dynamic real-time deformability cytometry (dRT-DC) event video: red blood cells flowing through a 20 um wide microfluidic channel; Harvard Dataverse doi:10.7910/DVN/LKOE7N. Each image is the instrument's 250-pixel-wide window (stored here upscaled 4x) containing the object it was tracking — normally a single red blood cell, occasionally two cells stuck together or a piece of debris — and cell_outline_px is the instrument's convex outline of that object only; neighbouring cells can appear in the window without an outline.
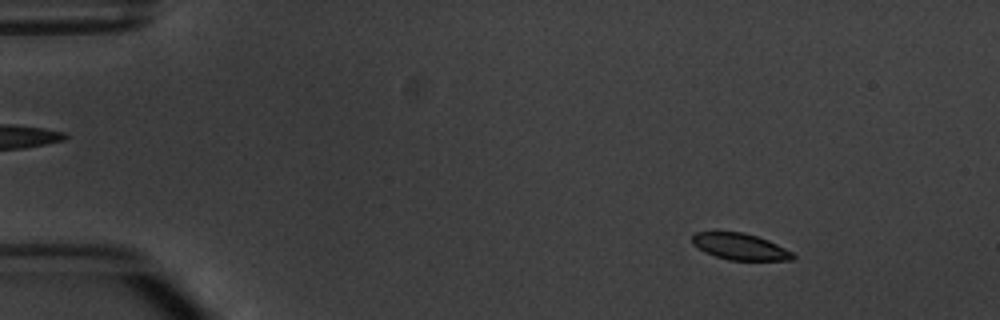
{"species": "common noctule bat (a hibernating species)", "species_latin": "Nyctalus noctula", "temperature_condition": "warm", "stored_images_in_passage": 10, "camera_frame_rate_fps": 3000, "um_per_image_px": 0.085, "animal": {"sex": "male", "body_mass_g": 20.1, "forearm_length_mm": 53.5}, "frame": {"image": 1, "passage_image": 1, "time_ms": 0.0, "image_size_px": [1000, 320], "cell_outline_px": [[796, 256], [792, 260], [728, 260], [704, 252], [692, 244], [692, 236], [696, 232], [744, 232], [768, 240], [792, 252]], "centroid_in_image_um": [62.89, 20.96], "position_along_channel_um": 22.1, "area_um2": 15.43}}
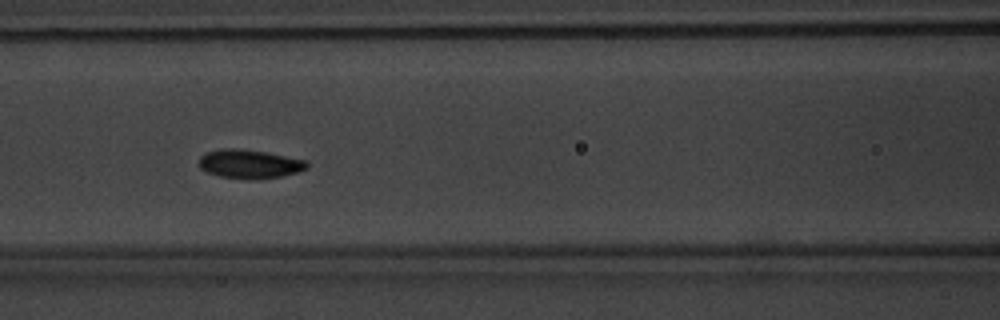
{"frame": {"image": 2, "passage_image": 6, "time_ms": 5.667, "image_size_px": [1000, 320], "cell_outline_px": [[308, 168], [300, 172], [284, 176], [260, 180], [220, 176], [208, 172], [200, 168], [200, 156], [208, 152], [220, 148], [232, 148], [264, 152], [308, 160]], "centroid_in_image_um": [21.28, 13.95], "position_along_channel_um": 145.3, "area_um2": 18.15}}
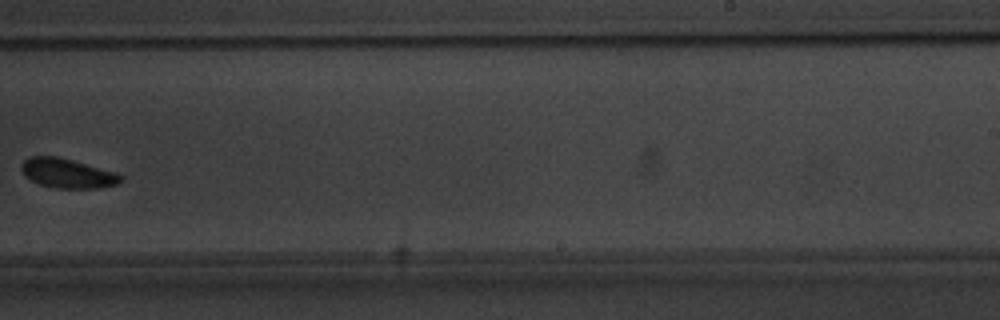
{"frame": {"image": 3, "passage_image": 9, "time_ms": 9.333, "image_size_px": [1000, 320], "cell_outline_px": [[124, 180], [116, 184], [100, 188], [56, 188], [40, 184], [24, 176], [20, 168], [24, 160], [32, 156], [56, 156], [120, 172], [124, 176]], "centroid_in_image_um": [5.8, 14.73], "position_along_channel_um": 283.2, "area_um2": 17.28}}